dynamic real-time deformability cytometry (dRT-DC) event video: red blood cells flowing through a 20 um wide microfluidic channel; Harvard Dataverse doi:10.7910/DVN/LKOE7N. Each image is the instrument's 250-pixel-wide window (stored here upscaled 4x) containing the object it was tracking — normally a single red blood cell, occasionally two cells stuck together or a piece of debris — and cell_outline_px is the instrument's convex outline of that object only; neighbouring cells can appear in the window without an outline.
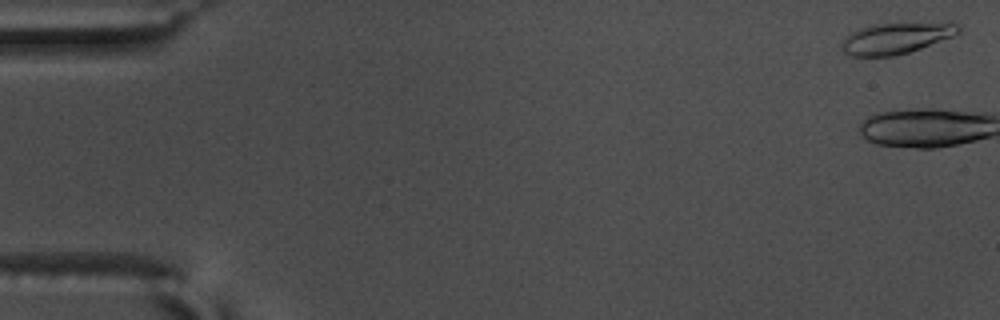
{"species": "common noctule bat (a hibernating species)", "species_latin": "Nyctalus noctula", "temperature_condition": "warm", "stored_images_in_passage": 4, "camera_frame_rate_fps": 3000, "um_per_image_px": 0.085, "animal": {"sex": "male", "body_mass_g": 17.5, "forearm_length_mm": 52.3}, "frame": {"image": 1, "passage_image": 2, "time_ms": 0.333, "image_size_px": [1000, 320], "cell_outline_px": [[960, 32], [952, 36], [920, 48], [908, 52], [892, 56], [852, 56], [844, 52], [840, 48], [840, 44], [852, 32], [872, 24], [960, 24]], "centroid_in_image_um": [76.1, 3.28], "position_along_channel_um": 8.9, "area_um2": 20.4}}